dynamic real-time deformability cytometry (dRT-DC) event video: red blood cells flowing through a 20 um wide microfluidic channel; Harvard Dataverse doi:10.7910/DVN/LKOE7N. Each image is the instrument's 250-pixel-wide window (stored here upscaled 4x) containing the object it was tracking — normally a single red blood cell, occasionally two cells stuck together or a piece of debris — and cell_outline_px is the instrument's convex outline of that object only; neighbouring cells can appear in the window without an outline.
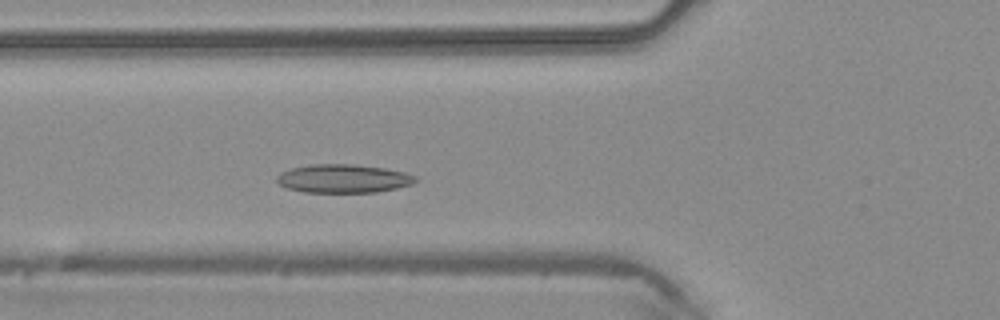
{"species": "common noctule bat (a hibernating species)", "species_latin": "Nyctalus noctula", "temperature_condition": "warm", "stored_images_in_passage": 42, "camera_frame_rate_fps": 3000, "um_per_image_px": 0.085, "animal": {"sex": "male", "body_mass_g": 20.4}, "frame": {"image": 1, "passage_image": 12, "time_ms": 3.667, "image_size_px": [1000, 320], "cell_outline_px": [[420, 180], [412, 184], [396, 188], [376, 192], [304, 192], [288, 188], [280, 184], [276, 180], [276, 176], [280, 172], [292, 168], [308, 164], [352, 164], [384, 168], [408, 172], [416, 176]], "centroid_in_image_um": [29.21, 15.17], "position_along_channel_um": 96.6, "area_um2": 23.18}}
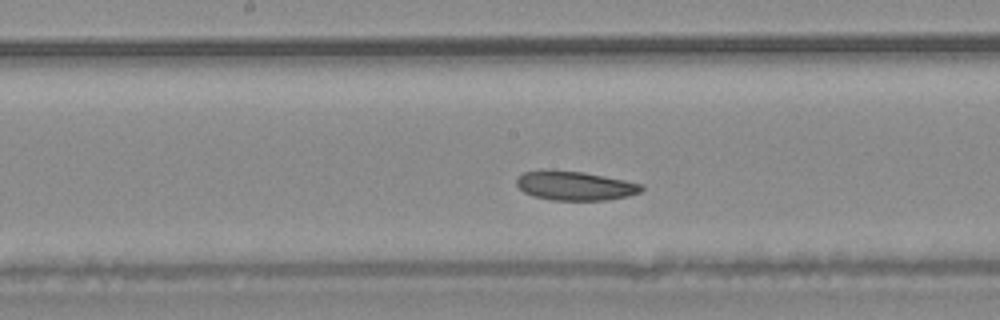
{"frame": {"image": 2, "passage_image": 19, "time_ms": 6.0, "image_size_px": [1000, 320], "cell_outline_px": [[644, 188], [640, 192], [628, 196], [608, 200], [552, 200], [532, 196], [524, 192], [516, 184], [516, 176], [524, 172], [584, 172], [644, 184]], "centroid_in_image_um": [48.92, 15.82], "position_along_channel_um": 199.3, "area_um2": 20.75}}
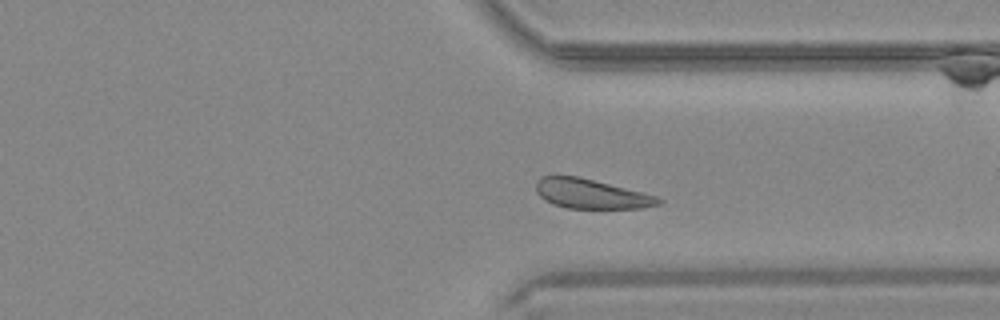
{"frame": {"image": 3, "passage_image": 30, "time_ms": 9.667, "image_size_px": [1000, 320], "cell_outline_px": [[664, 200], [660, 204], [640, 208], [568, 208], [552, 204], [544, 200], [536, 192], [536, 180], [540, 176], [556, 172], [576, 176], [656, 196]], "centroid_in_image_um": [50.12, 16.44], "position_along_channel_um": 361.3, "area_um2": 21.27}}